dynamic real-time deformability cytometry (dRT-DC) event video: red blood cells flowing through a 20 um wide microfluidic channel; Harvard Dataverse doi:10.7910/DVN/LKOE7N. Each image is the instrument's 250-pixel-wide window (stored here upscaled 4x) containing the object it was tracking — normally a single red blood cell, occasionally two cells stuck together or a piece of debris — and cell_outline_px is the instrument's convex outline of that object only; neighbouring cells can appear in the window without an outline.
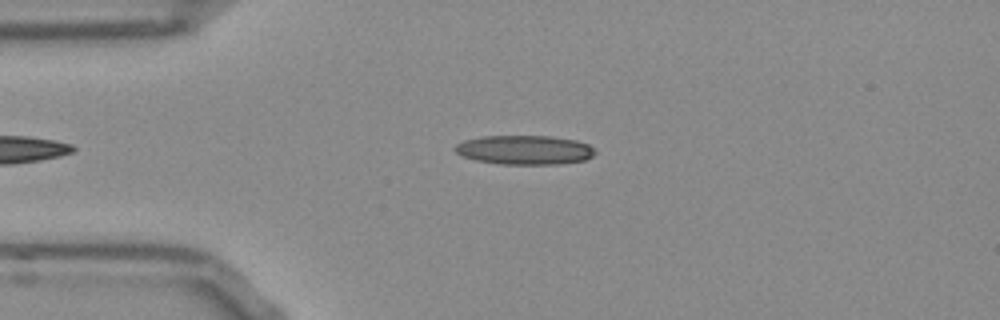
{"species": "Egyptian fruit bat (a non-hibernating species)", "species_latin": "Rousettus aegyptiacus", "temperature_condition": "room temperature", "stored_images_in_passage": 17, "camera_frame_rate_fps": 3000, "um_per_image_px": 0.085, "frame": {"image": 1, "passage_image": 6, "time_ms": 1.667, "image_size_px": [1000, 320], "cell_outline_px": [[596, 152], [592, 156], [584, 160], [556, 164], [500, 164], [476, 160], [460, 156], [452, 148], [456, 144], [464, 140], [484, 136], [552, 136], [576, 140], [588, 144]], "centroid_in_image_um": [44.55, 12.74], "position_along_channel_um": 40.5, "area_um2": 23.87}}
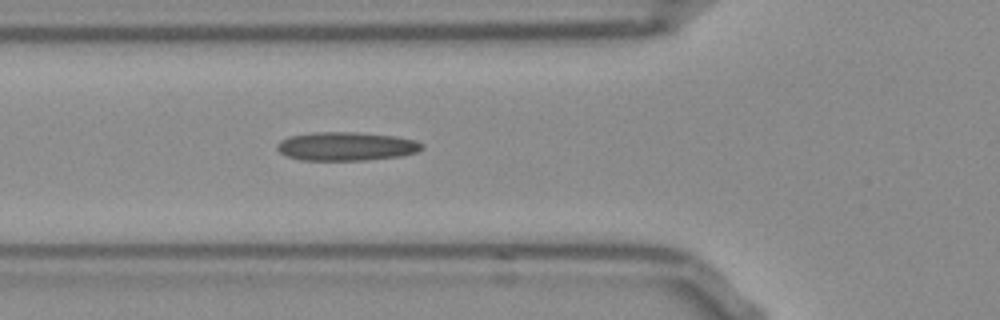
{"frame": {"image": 2, "passage_image": 12, "time_ms": 3.667, "image_size_px": [1000, 320], "cell_outline_px": [[424, 148], [416, 152], [400, 156], [364, 160], [300, 160], [284, 156], [276, 148], [276, 144], [280, 140], [288, 136], [312, 132], [356, 132], [396, 136], [416, 140], [424, 144]], "centroid_in_image_um": [29.4, 12.43], "position_along_channel_um": 96.4, "area_um2": 24.45}}
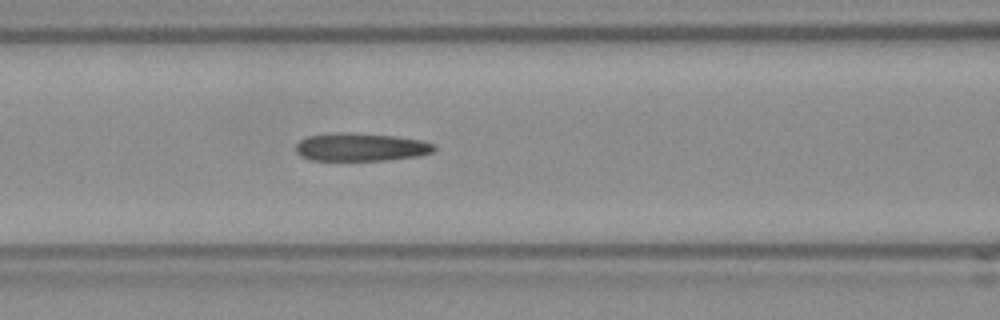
{"frame": {"image": 3, "passage_image": 15, "time_ms": 4.667, "image_size_px": [1000, 320], "cell_outline_px": [[436, 148], [432, 152], [416, 156], [384, 160], [312, 160], [300, 156], [296, 152], [296, 144], [300, 140], [308, 136], [340, 132], [352, 132], [392, 136], [420, 140], [432, 144]], "centroid_in_image_um": [30.61, 12.5], "position_along_channel_um": 136.0, "area_um2": 22.37}}